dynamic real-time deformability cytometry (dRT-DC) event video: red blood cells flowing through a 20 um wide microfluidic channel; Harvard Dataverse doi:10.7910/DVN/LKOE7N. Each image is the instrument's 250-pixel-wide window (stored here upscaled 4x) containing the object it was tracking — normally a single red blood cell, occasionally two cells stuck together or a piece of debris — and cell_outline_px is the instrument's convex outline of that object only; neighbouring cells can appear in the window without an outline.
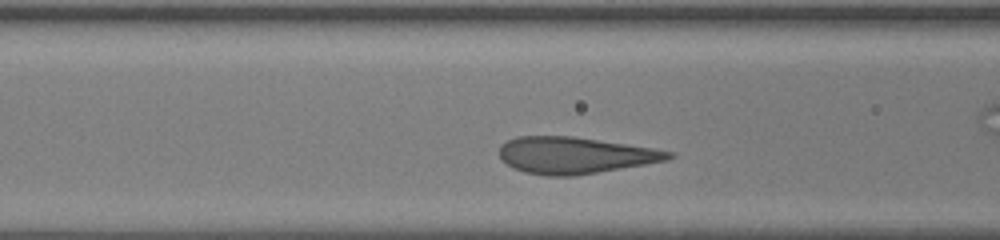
{"species": "human", "species_latin": "Homo sapiens", "temperature_condition": "room temperature", "stored_images_in_passage": 45, "camera_frame_rate_fps": 3000, "um_per_image_px": 0.085, "donor": {"sex": "female"}, "frame": {"image": 1, "passage_image": 24, "time_ms": 7.667, "image_size_px": [1000, 240], "cell_outline_px": [[676, 156], [668, 160], [576, 176], [548, 176], [524, 172], [512, 168], [500, 156], [500, 144], [516, 136], [572, 136], [652, 148], [676, 152]], "centroid_in_image_um": [48.87, 13.2], "position_along_channel_um": 117.7, "area_um2": 36.07}}
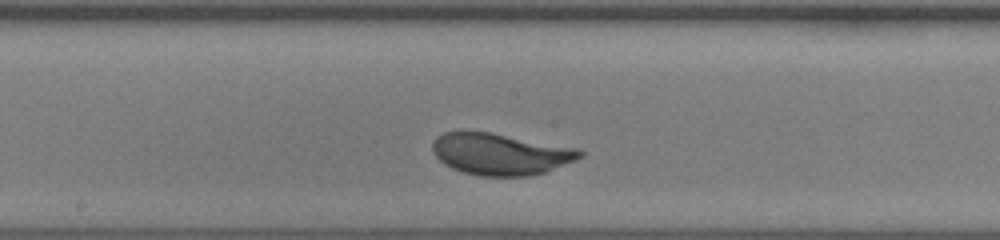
{"frame": {"image": 2, "passage_image": 31, "time_ms": 10.0, "image_size_px": [1000, 240], "cell_outline_px": [[584, 156], [576, 160], [548, 172], [528, 176], [480, 176], [464, 172], [452, 168], [444, 164], [432, 152], [432, 140], [436, 136], [444, 132], [488, 132], [580, 148], [584, 152]], "centroid_in_image_um": [42.57, 13.1], "position_along_channel_um": 205.6, "area_um2": 35.95}}
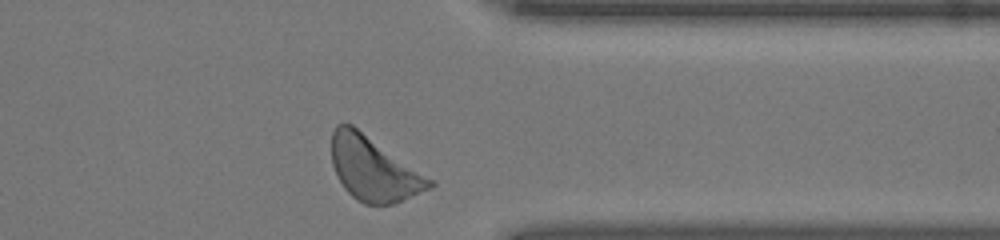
{"frame": {"image": 3, "passage_image": 45, "time_ms": 14.667, "image_size_px": [1000, 240], "cell_outline_px": [[436, 184], [432, 188], [392, 204], [364, 204], [356, 200], [344, 188], [332, 164], [332, 132], [336, 124], [352, 124], [436, 180]], "centroid_in_image_um": [31.81, 14.35], "position_along_channel_um": 379.6, "area_um2": 36.76}, "authors_computed_cell_mechanics": {"area_um2": 36.7608, "velocity_mm_per_s": 3.7815, "shape_relaxation_time_tau1_ms": 3.6211, "shape_relaxation_time_tau2_ms": null, "deformation_change_tau1": 0.1698, "deformation_change_tau2": null}}